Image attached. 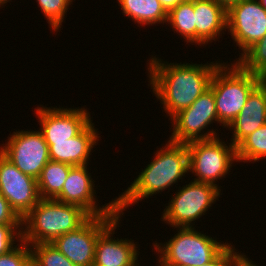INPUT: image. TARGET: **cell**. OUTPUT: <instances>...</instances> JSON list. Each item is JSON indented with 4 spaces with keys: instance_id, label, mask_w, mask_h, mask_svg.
<instances>
[{
    "instance_id": "cell-31",
    "label": "cell",
    "mask_w": 266,
    "mask_h": 266,
    "mask_svg": "<svg viewBox=\"0 0 266 266\" xmlns=\"http://www.w3.org/2000/svg\"><path fill=\"white\" fill-rule=\"evenodd\" d=\"M216 3L228 10L231 6L239 3L241 0H214Z\"/></svg>"
},
{
    "instance_id": "cell-13",
    "label": "cell",
    "mask_w": 266,
    "mask_h": 266,
    "mask_svg": "<svg viewBox=\"0 0 266 266\" xmlns=\"http://www.w3.org/2000/svg\"><path fill=\"white\" fill-rule=\"evenodd\" d=\"M89 174L87 165L73 166L62 191L54 199L62 203L77 205L90 216H120L117 212L116 199L104 204L102 208L96 205L95 184Z\"/></svg>"
},
{
    "instance_id": "cell-22",
    "label": "cell",
    "mask_w": 266,
    "mask_h": 266,
    "mask_svg": "<svg viewBox=\"0 0 266 266\" xmlns=\"http://www.w3.org/2000/svg\"><path fill=\"white\" fill-rule=\"evenodd\" d=\"M236 151L237 162H258L266 158V123L246 137Z\"/></svg>"
},
{
    "instance_id": "cell-25",
    "label": "cell",
    "mask_w": 266,
    "mask_h": 266,
    "mask_svg": "<svg viewBox=\"0 0 266 266\" xmlns=\"http://www.w3.org/2000/svg\"><path fill=\"white\" fill-rule=\"evenodd\" d=\"M48 24L53 31H58L62 26L65 14L73 0H37Z\"/></svg>"
},
{
    "instance_id": "cell-4",
    "label": "cell",
    "mask_w": 266,
    "mask_h": 266,
    "mask_svg": "<svg viewBox=\"0 0 266 266\" xmlns=\"http://www.w3.org/2000/svg\"><path fill=\"white\" fill-rule=\"evenodd\" d=\"M263 80L260 76L243 69L236 61L231 65L221 63L216 68L210 82L216 103L218 123L227 128L246 104L250 93Z\"/></svg>"
},
{
    "instance_id": "cell-19",
    "label": "cell",
    "mask_w": 266,
    "mask_h": 266,
    "mask_svg": "<svg viewBox=\"0 0 266 266\" xmlns=\"http://www.w3.org/2000/svg\"><path fill=\"white\" fill-rule=\"evenodd\" d=\"M122 13L140 25L166 23L168 13L159 0H117Z\"/></svg>"
},
{
    "instance_id": "cell-24",
    "label": "cell",
    "mask_w": 266,
    "mask_h": 266,
    "mask_svg": "<svg viewBox=\"0 0 266 266\" xmlns=\"http://www.w3.org/2000/svg\"><path fill=\"white\" fill-rule=\"evenodd\" d=\"M31 249V266H76L52 243L29 245Z\"/></svg>"
},
{
    "instance_id": "cell-6",
    "label": "cell",
    "mask_w": 266,
    "mask_h": 266,
    "mask_svg": "<svg viewBox=\"0 0 266 266\" xmlns=\"http://www.w3.org/2000/svg\"><path fill=\"white\" fill-rule=\"evenodd\" d=\"M189 153V172L195 173L196 182L216 184L225 178L233 162H237L236 147L222 142L219 137L209 140H194L186 143Z\"/></svg>"
},
{
    "instance_id": "cell-29",
    "label": "cell",
    "mask_w": 266,
    "mask_h": 266,
    "mask_svg": "<svg viewBox=\"0 0 266 266\" xmlns=\"http://www.w3.org/2000/svg\"><path fill=\"white\" fill-rule=\"evenodd\" d=\"M0 224L22 225V219L12 209L8 200L0 193Z\"/></svg>"
},
{
    "instance_id": "cell-17",
    "label": "cell",
    "mask_w": 266,
    "mask_h": 266,
    "mask_svg": "<svg viewBox=\"0 0 266 266\" xmlns=\"http://www.w3.org/2000/svg\"><path fill=\"white\" fill-rule=\"evenodd\" d=\"M97 129L91 122L80 134L69 141L48 144L50 160L66 163L71 166L88 165L89 155L99 141Z\"/></svg>"
},
{
    "instance_id": "cell-12",
    "label": "cell",
    "mask_w": 266,
    "mask_h": 266,
    "mask_svg": "<svg viewBox=\"0 0 266 266\" xmlns=\"http://www.w3.org/2000/svg\"><path fill=\"white\" fill-rule=\"evenodd\" d=\"M0 193L21 219L41 200L37 180L22 173L1 153Z\"/></svg>"
},
{
    "instance_id": "cell-30",
    "label": "cell",
    "mask_w": 266,
    "mask_h": 266,
    "mask_svg": "<svg viewBox=\"0 0 266 266\" xmlns=\"http://www.w3.org/2000/svg\"><path fill=\"white\" fill-rule=\"evenodd\" d=\"M161 5L169 13L174 7H176L182 0H159Z\"/></svg>"
},
{
    "instance_id": "cell-10",
    "label": "cell",
    "mask_w": 266,
    "mask_h": 266,
    "mask_svg": "<svg viewBox=\"0 0 266 266\" xmlns=\"http://www.w3.org/2000/svg\"><path fill=\"white\" fill-rule=\"evenodd\" d=\"M118 216H90L76 230L56 238L52 245L76 266H93L98 236Z\"/></svg>"
},
{
    "instance_id": "cell-1",
    "label": "cell",
    "mask_w": 266,
    "mask_h": 266,
    "mask_svg": "<svg viewBox=\"0 0 266 266\" xmlns=\"http://www.w3.org/2000/svg\"><path fill=\"white\" fill-rule=\"evenodd\" d=\"M150 87L171 118L188 107L210 87L212 75L221 63H168L151 57Z\"/></svg>"
},
{
    "instance_id": "cell-16",
    "label": "cell",
    "mask_w": 266,
    "mask_h": 266,
    "mask_svg": "<svg viewBox=\"0 0 266 266\" xmlns=\"http://www.w3.org/2000/svg\"><path fill=\"white\" fill-rule=\"evenodd\" d=\"M266 123V80L248 96L238 116L227 127L233 130L231 143L237 147L246 137Z\"/></svg>"
},
{
    "instance_id": "cell-18",
    "label": "cell",
    "mask_w": 266,
    "mask_h": 266,
    "mask_svg": "<svg viewBox=\"0 0 266 266\" xmlns=\"http://www.w3.org/2000/svg\"><path fill=\"white\" fill-rule=\"evenodd\" d=\"M196 45L216 41L227 29V10L214 0L193 1ZM222 32V33H221ZM217 37V38H216Z\"/></svg>"
},
{
    "instance_id": "cell-23",
    "label": "cell",
    "mask_w": 266,
    "mask_h": 266,
    "mask_svg": "<svg viewBox=\"0 0 266 266\" xmlns=\"http://www.w3.org/2000/svg\"><path fill=\"white\" fill-rule=\"evenodd\" d=\"M236 62L245 70L266 80V36L249 47Z\"/></svg>"
},
{
    "instance_id": "cell-11",
    "label": "cell",
    "mask_w": 266,
    "mask_h": 266,
    "mask_svg": "<svg viewBox=\"0 0 266 266\" xmlns=\"http://www.w3.org/2000/svg\"><path fill=\"white\" fill-rule=\"evenodd\" d=\"M227 29L242 55L266 36V9L258 0H241L227 10Z\"/></svg>"
},
{
    "instance_id": "cell-33",
    "label": "cell",
    "mask_w": 266,
    "mask_h": 266,
    "mask_svg": "<svg viewBox=\"0 0 266 266\" xmlns=\"http://www.w3.org/2000/svg\"><path fill=\"white\" fill-rule=\"evenodd\" d=\"M258 2L264 9H266V0H258Z\"/></svg>"
},
{
    "instance_id": "cell-2",
    "label": "cell",
    "mask_w": 266,
    "mask_h": 266,
    "mask_svg": "<svg viewBox=\"0 0 266 266\" xmlns=\"http://www.w3.org/2000/svg\"><path fill=\"white\" fill-rule=\"evenodd\" d=\"M157 150L154 160L142 169L133 183L116 198L117 212L122 216L131 204H137L153 194L162 193L189 172V153L186 143L167 141Z\"/></svg>"
},
{
    "instance_id": "cell-14",
    "label": "cell",
    "mask_w": 266,
    "mask_h": 266,
    "mask_svg": "<svg viewBox=\"0 0 266 266\" xmlns=\"http://www.w3.org/2000/svg\"><path fill=\"white\" fill-rule=\"evenodd\" d=\"M36 108L40 131L47 144L69 141L80 134L91 122V116L85 108Z\"/></svg>"
},
{
    "instance_id": "cell-32",
    "label": "cell",
    "mask_w": 266,
    "mask_h": 266,
    "mask_svg": "<svg viewBox=\"0 0 266 266\" xmlns=\"http://www.w3.org/2000/svg\"><path fill=\"white\" fill-rule=\"evenodd\" d=\"M242 266H257V265L254 264L252 260L247 259Z\"/></svg>"
},
{
    "instance_id": "cell-5",
    "label": "cell",
    "mask_w": 266,
    "mask_h": 266,
    "mask_svg": "<svg viewBox=\"0 0 266 266\" xmlns=\"http://www.w3.org/2000/svg\"><path fill=\"white\" fill-rule=\"evenodd\" d=\"M177 229L178 233L165 244H153L156 252L160 253V265L157 266H202L213 260L228 245L197 232L194 227Z\"/></svg>"
},
{
    "instance_id": "cell-7",
    "label": "cell",
    "mask_w": 266,
    "mask_h": 266,
    "mask_svg": "<svg viewBox=\"0 0 266 266\" xmlns=\"http://www.w3.org/2000/svg\"><path fill=\"white\" fill-rule=\"evenodd\" d=\"M177 191L162 215V221L175 228L194 227L192 222L205 215L221 193V189L213 184L196 181Z\"/></svg>"
},
{
    "instance_id": "cell-3",
    "label": "cell",
    "mask_w": 266,
    "mask_h": 266,
    "mask_svg": "<svg viewBox=\"0 0 266 266\" xmlns=\"http://www.w3.org/2000/svg\"><path fill=\"white\" fill-rule=\"evenodd\" d=\"M89 217L77 205L41 199L22 219L21 239L28 245L52 243L56 238L76 230Z\"/></svg>"
},
{
    "instance_id": "cell-9",
    "label": "cell",
    "mask_w": 266,
    "mask_h": 266,
    "mask_svg": "<svg viewBox=\"0 0 266 266\" xmlns=\"http://www.w3.org/2000/svg\"><path fill=\"white\" fill-rule=\"evenodd\" d=\"M2 144L0 153L22 173L38 179L49 162V146L41 131H16Z\"/></svg>"
},
{
    "instance_id": "cell-28",
    "label": "cell",
    "mask_w": 266,
    "mask_h": 266,
    "mask_svg": "<svg viewBox=\"0 0 266 266\" xmlns=\"http://www.w3.org/2000/svg\"><path fill=\"white\" fill-rule=\"evenodd\" d=\"M22 227L23 225L0 224V255L8 253L10 250H12L16 246V245H13V244H16L15 243L16 241L20 242L22 240L21 239L22 230H23Z\"/></svg>"
},
{
    "instance_id": "cell-26",
    "label": "cell",
    "mask_w": 266,
    "mask_h": 266,
    "mask_svg": "<svg viewBox=\"0 0 266 266\" xmlns=\"http://www.w3.org/2000/svg\"><path fill=\"white\" fill-rule=\"evenodd\" d=\"M20 243L8 253L0 255V266H31V249L23 240Z\"/></svg>"
},
{
    "instance_id": "cell-8",
    "label": "cell",
    "mask_w": 266,
    "mask_h": 266,
    "mask_svg": "<svg viewBox=\"0 0 266 266\" xmlns=\"http://www.w3.org/2000/svg\"><path fill=\"white\" fill-rule=\"evenodd\" d=\"M173 133L169 138L175 143H188L194 140H209L217 137L213 129L207 133H201L214 121L218 123L215 98L213 90L209 87L188 108L181 110L172 118ZM201 133V134H200ZM203 134V135H202Z\"/></svg>"
},
{
    "instance_id": "cell-21",
    "label": "cell",
    "mask_w": 266,
    "mask_h": 266,
    "mask_svg": "<svg viewBox=\"0 0 266 266\" xmlns=\"http://www.w3.org/2000/svg\"><path fill=\"white\" fill-rule=\"evenodd\" d=\"M167 23L180 33L186 42L196 44V26L193 1H182L168 13Z\"/></svg>"
},
{
    "instance_id": "cell-34",
    "label": "cell",
    "mask_w": 266,
    "mask_h": 266,
    "mask_svg": "<svg viewBox=\"0 0 266 266\" xmlns=\"http://www.w3.org/2000/svg\"><path fill=\"white\" fill-rule=\"evenodd\" d=\"M8 1L10 2V0H0V7L2 5L4 6V4H6Z\"/></svg>"
},
{
    "instance_id": "cell-20",
    "label": "cell",
    "mask_w": 266,
    "mask_h": 266,
    "mask_svg": "<svg viewBox=\"0 0 266 266\" xmlns=\"http://www.w3.org/2000/svg\"><path fill=\"white\" fill-rule=\"evenodd\" d=\"M72 167L66 163L49 160L37 179L41 199H54L62 191Z\"/></svg>"
},
{
    "instance_id": "cell-27",
    "label": "cell",
    "mask_w": 266,
    "mask_h": 266,
    "mask_svg": "<svg viewBox=\"0 0 266 266\" xmlns=\"http://www.w3.org/2000/svg\"><path fill=\"white\" fill-rule=\"evenodd\" d=\"M234 250L236 249L228 244L213 260L202 266H242L248 258Z\"/></svg>"
},
{
    "instance_id": "cell-15",
    "label": "cell",
    "mask_w": 266,
    "mask_h": 266,
    "mask_svg": "<svg viewBox=\"0 0 266 266\" xmlns=\"http://www.w3.org/2000/svg\"><path fill=\"white\" fill-rule=\"evenodd\" d=\"M118 216L99 236L93 266H139L138 247L131 239H113L121 219ZM118 225V226H117ZM112 235V237H111ZM137 248V249H136Z\"/></svg>"
}]
</instances>
